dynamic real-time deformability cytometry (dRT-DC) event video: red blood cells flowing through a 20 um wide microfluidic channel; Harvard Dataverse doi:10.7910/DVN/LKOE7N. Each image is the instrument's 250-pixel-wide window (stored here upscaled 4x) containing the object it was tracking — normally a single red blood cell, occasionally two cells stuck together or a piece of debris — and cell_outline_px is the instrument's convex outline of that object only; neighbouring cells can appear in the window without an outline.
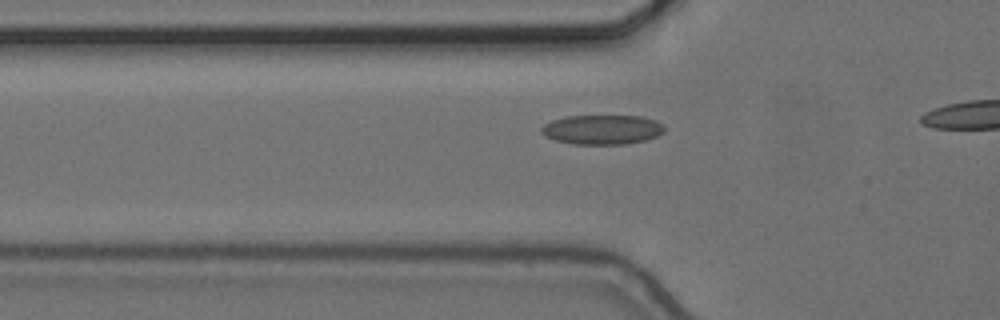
{"species": "common noctule bat (a hibernating species)", "species_latin": "Nyctalus noctula", "temperature_condition": "cold", "stored_images_in_passage": 26, "camera_frame_rate_fps": 3000, "um_per_image_px": 0.085, "animal": {"sex": "female", "body_mass_g": 24.6, "forearm_length_mm": 56.2}, "frame": {"image": 1, "passage_image": 13, "time_ms": 4.0, "image_size_px": [1000, 320], "cell_outline_px": [[664, 132], [656, 136], [644, 140], [628, 144], [572, 144], [556, 140], [540, 132], [540, 128], [544, 124], [552, 120], [564, 116], [640, 116], [656, 120], [664, 124]], "centroid_in_image_um": [51.19, 11.01], "position_along_channel_um": 74.6, "area_um2": 21.21}}
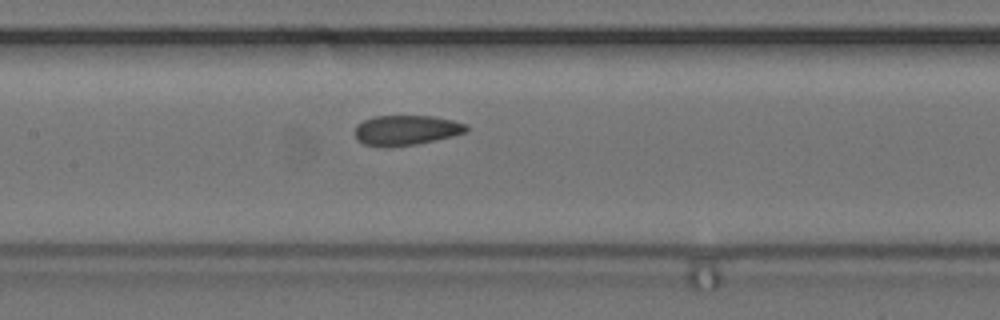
{"frame": {"image": 2, "passage_image": 21, "time_ms": 6.667, "image_size_px": [1000, 320], "cell_outline_px": [[468, 128], [464, 132], [452, 136], [436, 140], [416, 144], [388, 148], [384, 148], [364, 144], [356, 140], [356, 124], [372, 116], [436, 116], [468, 124]], "centroid_in_image_um": [34.5, 11.07], "position_along_channel_um": 172.9, "area_um2": 19.71}}
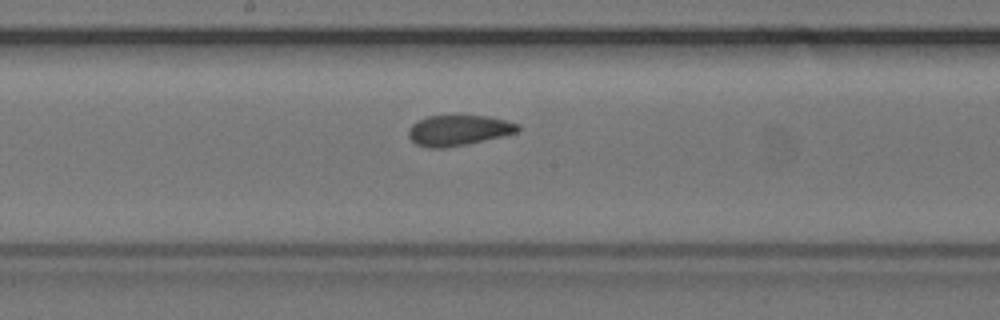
{"frame": {"image": 3, "passage_image": 24, "time_ms": 7.667, "image_size_px": [1000, 320], "cell_outline_px": [[520, 128], [516, 132], [500, 136], [464, 144], [444, 148], [428, 148], [416, 144], [408, 136], [408, 128], [412, 124], [428, 116], [488, 116], [520, 124]], "centroid_in_image_um": [38.93, 11.07], "position_along_channel_um": 209.3, "area_um2": 19.07}}